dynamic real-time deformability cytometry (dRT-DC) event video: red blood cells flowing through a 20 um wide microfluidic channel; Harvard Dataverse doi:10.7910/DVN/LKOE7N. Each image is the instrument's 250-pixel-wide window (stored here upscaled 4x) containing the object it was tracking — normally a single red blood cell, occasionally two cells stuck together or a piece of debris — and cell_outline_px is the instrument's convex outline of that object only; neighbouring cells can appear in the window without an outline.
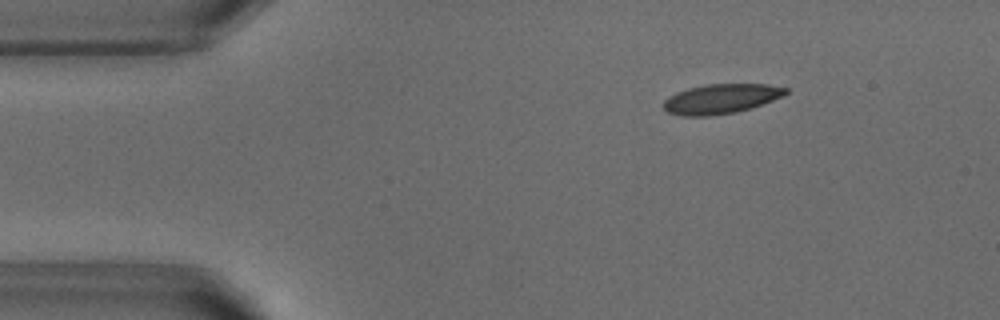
{"species": "common noctule bat (a hibernating species)", "species_latin": "Nyctalus noctula", "temperature_condition": "warm", "stored_images_in_passage": 52, "camera_frame_rate_fps": 3000, "um_per_image_px": 0.085, "animal": {"sex": "male", "body_mass_g": 18.8}, "frame": {"image": 1, "passage_image": 7, "time_ms": 2.0, "image_size_px": [1000, 320], "cell_outline_px": [[788, 92], [784, 96], [736, 112], [708, 116], [680, 116], [668, 112], [664, 108], [664, 100], [668, 96], [676, 92], [688, 88], [704, 84], [768, 84], [788, 88]], "centroid_in_image_um": [61.26, 8.39], "position_along_channel_um": 23.7, "area_um2": 21.1}}
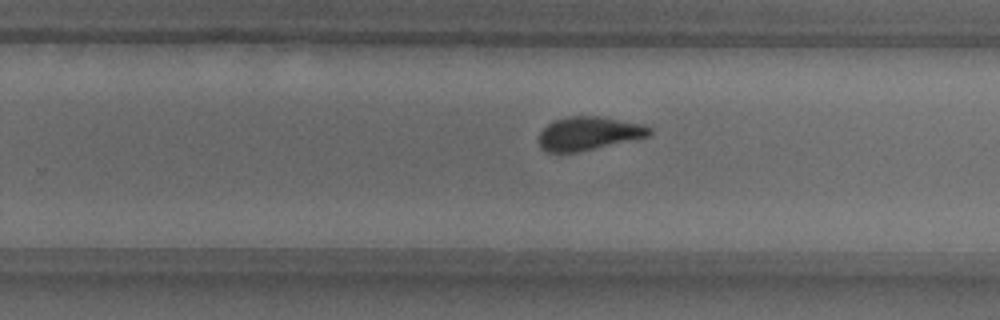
{"frame": {"image": 2, "passage_image": 32, "time_ms": 10.333, "image_size_px": [1000, 320], "cell_outline_px": [[652, 136], [576, 152], [544, 152], [540, 148], [536, 140], [540, 132], [548, 124], [556, 120], [568, 116], [600, 116], [644, 124], [652, 128]], "centroid_in_image_um": [50.04, 11.34], "position_along_channel_um": 279.8, "area_um2": 21.85}}
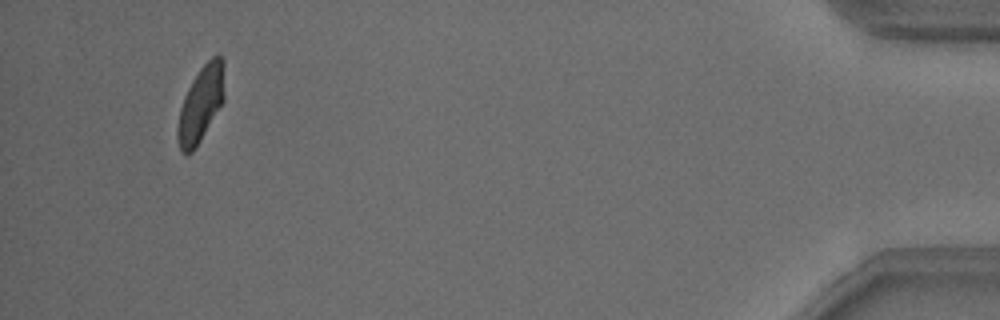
{"frame": {"image": 3, "passage_image": 49, "time_ms": 16.0, "image_size_px": [1000, 320], "cell_outline_px": [[224, 100], [196, 148], [192, 152], [180, 152], [176, 136], [176, 128], [180, 108], [184, 96], [192, 80], [200, 68], [212, 56], [220, 56], [224, 60]], "centroid_in_image_um": [17.06, 8.85], "position_along_channel_um": 418.1, "area_um2": 20.75}, "authors_computed_cell_mechanics": {"area_um2": 21.675, "velocity_mm_per_s": 3.8069, "shape_relaxation_time_tau1_ms": 2.8078, "shape_relaxation_time_tau2_ms": 1.1191, "deformation_change_tau1": 0.1515, "deformation_change_tau2": 0.0946}}